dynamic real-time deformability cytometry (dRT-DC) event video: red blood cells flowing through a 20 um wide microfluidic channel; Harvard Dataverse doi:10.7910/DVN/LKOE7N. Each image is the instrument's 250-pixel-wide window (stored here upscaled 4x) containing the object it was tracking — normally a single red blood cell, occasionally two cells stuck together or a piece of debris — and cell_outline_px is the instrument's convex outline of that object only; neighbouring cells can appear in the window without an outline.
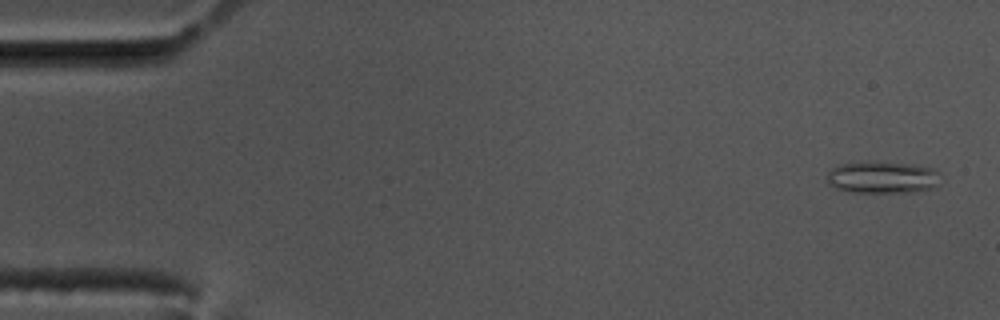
{"species": "common noctule bat (a hibernating species)", "species_latin": "Nyctalus noctula", "temperature_condition": "cold", "stored_images_in_passage": 12, "camera_frame_rate_fps": 3000, "um_per_image_px": 0.085, "animal": {"sex": "male", "body_mass_g": 17.5, "forearm_length_mm": 52.3}, "frame": {"image": 1, "passage_image": 3, "time_ms": 0.667, "image_size_px": [1000, 320], "cell_outline_px": [[936, 188], [908, 192], [852, 192], [836, 188], [828, 184], [828, 172], [832, 168], [840, 164], [864, 160], [908, 164], [936, 168]], "centroid_in_image_um": [74.95, 15.06], "position_along_channel_um": 10.1, "area_um2": 21.15}}